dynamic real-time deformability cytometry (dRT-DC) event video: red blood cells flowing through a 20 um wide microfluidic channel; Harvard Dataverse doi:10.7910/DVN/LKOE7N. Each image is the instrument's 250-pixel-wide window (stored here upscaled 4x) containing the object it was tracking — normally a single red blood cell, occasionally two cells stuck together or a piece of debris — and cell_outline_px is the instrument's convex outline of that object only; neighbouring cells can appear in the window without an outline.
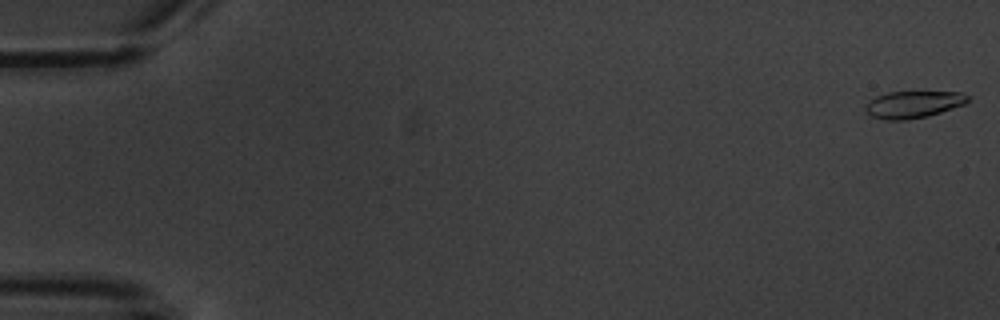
{"species": "common noctule bat (a hibernating species)", "species_latin": "Nyctalus noctula", "temperature_condition": "warm", "stored_images_in_passage": 6, "camera_frame_rate_fps": 3000, "um_per_image_px": 0.085, "animal": {"sex": "male", "body_mass_g": 20.1, "forearm_length_mm": 53.5}, "frame": {"image": 1, "passage_image": 1, "time_ms": 0.0, "image_size_px": [1000, 320], "cell_outline_px": [[968, 100], [964, 104], [928, 116], [908, 120], [884, 120], [872, 116], [864, 108], [876, 96], [888, 92], [960, 92], [968, 96]], "centroid_in_image_um": [77.62, 8.88], "position_along_channel_um": 7.4, "area_um2": 15.84}}
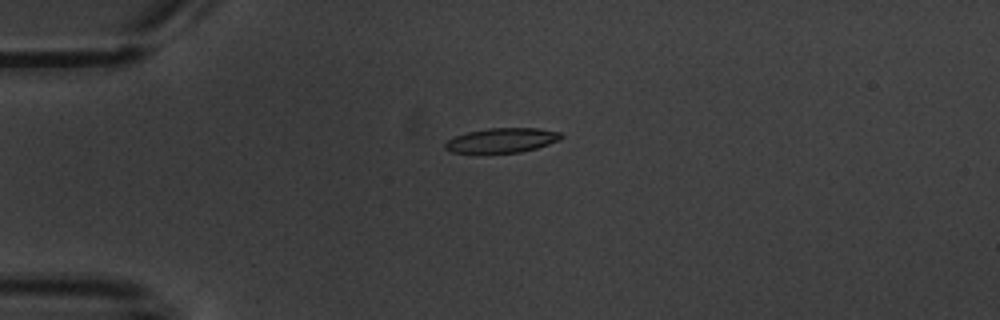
{"frame": {"image": 2, "passage_image": 5, "time_ms": 4.667, "image_size_px": [1000, 320], "cell_outline_px": [[564, 136], [560, 140], [536, 148], [520, 152], [452, 152], [444, 148], [444, 144], [448, 140], [456, 136], [468, 132], [488, 128], [540, 128], [560, 132]], "centroid_in_image_um": [42.7, 11.91], "position_along_channel_um": 42.3, "area_um2": 16.42}}